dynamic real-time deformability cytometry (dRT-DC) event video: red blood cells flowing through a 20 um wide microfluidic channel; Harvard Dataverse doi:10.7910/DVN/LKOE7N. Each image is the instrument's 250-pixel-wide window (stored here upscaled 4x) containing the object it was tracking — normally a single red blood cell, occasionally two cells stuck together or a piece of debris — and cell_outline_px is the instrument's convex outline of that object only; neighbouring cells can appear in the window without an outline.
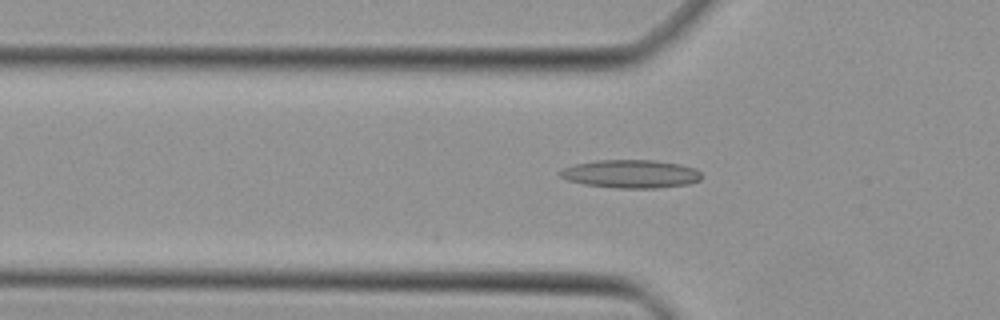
{"species": "Egyptian fruit bat (a non-hibernating species)", "species_latin": "Rousettus aegyptiacus", "temperature_condition": "cold", "stored_images_in_passage": 16, "camera_frame_rate_fps": 3000, "um_per_image_px": 0.085, "animal": {"sex": "female"}, "frame": {"image": 1, "passage_image": 16, "time_ms": 5.0, "image_size_px": [1000, 320], "cell_outline_px": [[700, 180], [688, 184], [656, 188], [616, 188], [584, 184], [568, 180], [560, 176], [556, 172], [564, 168], [576, 164], [596, 160], [652, 160], [680, 164], [696, 168], [700, 172]], "centroid_in_image_um": [53.61, 14.78], "position_along_channel_um": 72.2, "area_um2": 23.24}}